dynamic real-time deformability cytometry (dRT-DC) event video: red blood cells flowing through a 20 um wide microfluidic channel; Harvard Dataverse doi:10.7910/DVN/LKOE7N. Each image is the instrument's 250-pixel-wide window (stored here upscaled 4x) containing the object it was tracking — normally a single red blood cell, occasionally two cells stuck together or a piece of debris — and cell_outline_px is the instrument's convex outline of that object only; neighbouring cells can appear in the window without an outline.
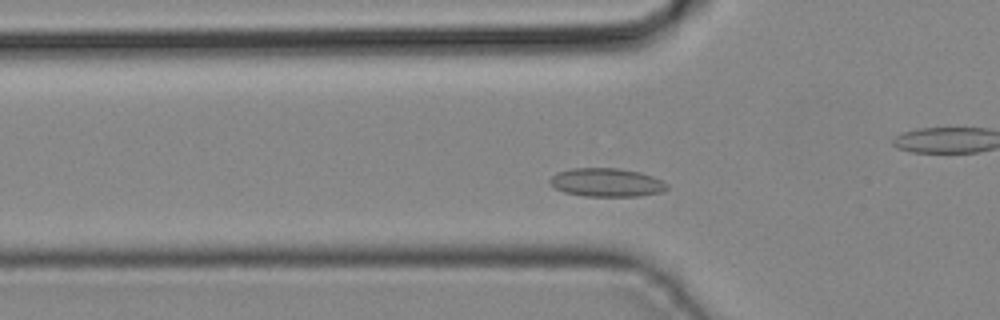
{"species": "common noctule bat (a hibernating species)", "species_latin": "Nyctalus noctula", "temperature_condition": "cold", "stored_images_in_passage": 37, "camera_frame_rate_fps": 3000, "um_per_image_px": 0.085, "animal": {"sex": "male", "body_mass_g": 19.2, "forearm_length_mm": 51.8}, "frame": {"image": 1, "passage_image": 7, "time_ms": 2.0, "image_size_px": [1000, 320], "cell_outline_px": [[668, 188], [660, 192], [640, 196], [584, 196], [564, 192], [556, 188], [548, 180], [552, 176], [560, 172], [572, 168], [620, 168], [640, 172], [652, 176], [668, 184]], "centroid_in_image_um": [51.57, 15.51], "position_along_channel_um": 74.2, "area_um2": 19.31}}
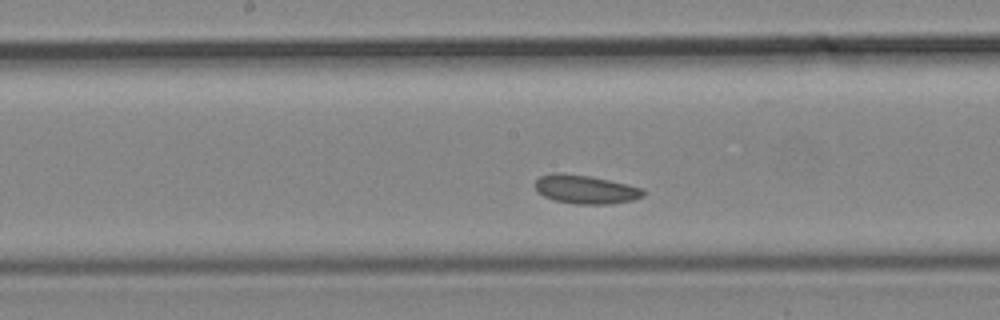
{"frame": {"image": 2, "passage_image": 15, "time_ms": 4.667, "image_size_px": [1000, 320], "cell_outline_px": [[644, 196], [632, 200], [612, 204], [576, 204], [556, 200], [544, 196], [536, 192], [536, 180], [540, 176], [588, 176], [628, 184], [644, 188]], "centroid_in_image_um": [49.87, 16.15], "position_along_channel_um": 198.3, "area_um2": 17.28}}
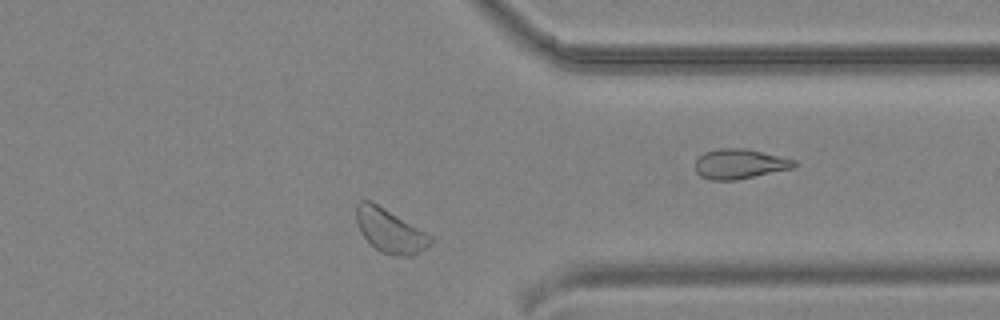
{"frame": {"image": 3, "passage_image": 27, "time_ms": 8.667, "image_size_px": [1000, 320], "cell_outline_px": [[432, 240], [420, 252], [412, 256], [392, 256], [380, 252], [360, 232], [356, 224], [356, 204], [360, 200], [372, 200], [432, 236]], "centroid_in_image_um": [33.11, 19.6], "position_along_channel_um": 378.3, "area_um2": 18.9}}